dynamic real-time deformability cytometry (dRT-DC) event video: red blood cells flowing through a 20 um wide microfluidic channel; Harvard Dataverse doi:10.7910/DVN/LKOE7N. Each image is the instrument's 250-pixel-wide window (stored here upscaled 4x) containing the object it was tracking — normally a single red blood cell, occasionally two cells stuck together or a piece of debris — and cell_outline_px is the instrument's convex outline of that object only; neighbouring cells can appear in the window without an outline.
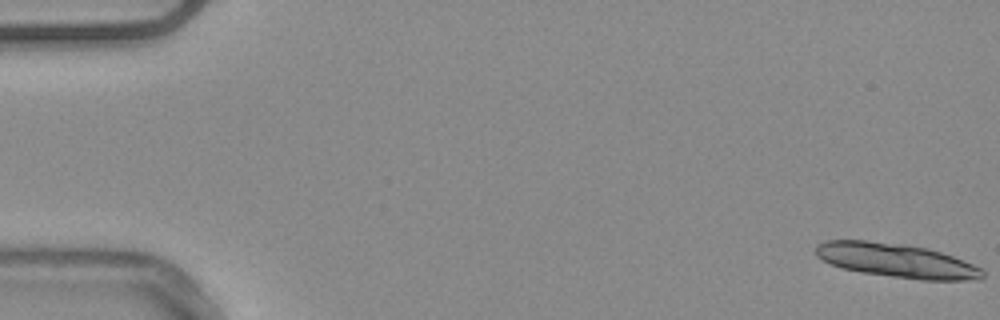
{"species": "common noctule bat (a hibernating species)", "species_latin": "Nyctalus noctula", "temperature_condition": "warm", "stored_images_in_passage": 16, "camera_frame_rate_fps": 3000, "um_per_image_px": 0.085, "animal": {"sex": "male", "body_mass_g": 20.4}, "frame": {"image": 1, "passage_image": 1, "time_ms": 0.0, "image_size_px": [1000, 320], "cell_outline_px": [[984, 276], [980, 280], [920, 280], [860, 272], [840, 268], [816, 256], [816, 244], [828, 240], [868, 240], [904, 244], [928, 248], [964, 260], [980, 268], [984, 272]], "centroid_in_image_um": [76.2, 22.14], "position_along_channel_um": 8.8, "area_um2": 33.18}}